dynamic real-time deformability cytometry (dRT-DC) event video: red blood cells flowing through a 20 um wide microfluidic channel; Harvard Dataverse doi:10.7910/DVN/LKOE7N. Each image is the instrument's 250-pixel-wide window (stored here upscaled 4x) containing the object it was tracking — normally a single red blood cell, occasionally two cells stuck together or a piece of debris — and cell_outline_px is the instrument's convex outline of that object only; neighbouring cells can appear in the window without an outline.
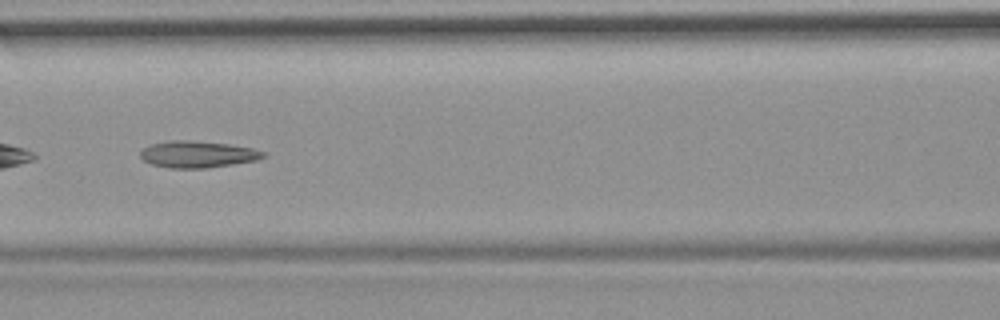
{"species": "common noctule bat (a hibernating species)", "species_latin": "Nyctalus noctula", "temperature_condition": "room temperature", "stored_images_in_passage": 50, "camera_frame_rate_fps": 3000, "um_per_image_px": 0.085, "animal": {"sex": "female", "body_mass_g": 19.9}, "frame": {"image": 1, "passage_image": 22, "time_ms": 7.0, "image_size_px": [1000, 320], "cell_outline_px": [[268, 156], [256, 160], [208, 168], [168, 168], [152, 164], [144, 160], [140, 156], [140, 152], [144, 148], [152, 144], [172, 140], [188, 140], [228, 144], [252, 148], [268, 152]], "centroid_in_image_um": [16.84, 13.12], "position_along_channel_um": 149.8, "area_um2": 19.07}, "authors_computed_cell_mechanics": {"area_um2": 19.5653, "velocity_mm_per_s": 3.7145, "shape_relaxation_time_tau1_ms": null, "shape_relaxation_time_tau2_ms": 2.9804, "deformation_change_tau1": null, "deformation_change_tau2": 0.1151}}